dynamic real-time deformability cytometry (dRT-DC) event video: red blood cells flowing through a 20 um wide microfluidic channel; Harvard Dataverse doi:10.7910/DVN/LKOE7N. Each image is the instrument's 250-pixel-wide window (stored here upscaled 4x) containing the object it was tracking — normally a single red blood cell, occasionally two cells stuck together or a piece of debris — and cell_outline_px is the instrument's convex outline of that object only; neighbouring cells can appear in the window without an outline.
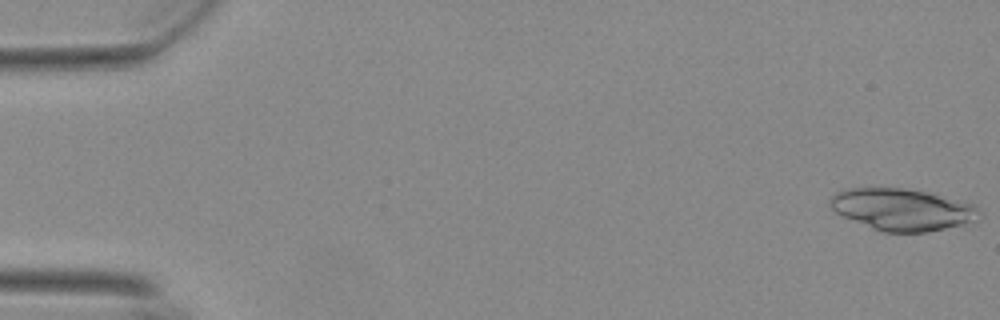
{"species": "Egyptian fruit bat (a non-hibernating species)", "species_latin": "Rousettus aegyptiacus", "temperature_condition": "warm", "stored_images_in_passage": 12, "camera_frame_rate_fps": 3000, "um_per_image_px": 0.085, "animal": {"sex": "female"}, "frame": {"image": 1, "passage_image": 1, "time_ms": 0.0, "image_size_px": [1000, 320], "cell_outline_px": [[980, 212], [976, 224], [964, 228], [928, 232], [880, 232], [844, 216], [836, 212], [828, 204], [828, 200], [836, 192], [848, 188], [904, 188], [924, 192], [976, 204]], "centroid_in_image_um": [76.8, 17.85], "position_along_channel_um": 8.2, "area_um2": 37.11}}